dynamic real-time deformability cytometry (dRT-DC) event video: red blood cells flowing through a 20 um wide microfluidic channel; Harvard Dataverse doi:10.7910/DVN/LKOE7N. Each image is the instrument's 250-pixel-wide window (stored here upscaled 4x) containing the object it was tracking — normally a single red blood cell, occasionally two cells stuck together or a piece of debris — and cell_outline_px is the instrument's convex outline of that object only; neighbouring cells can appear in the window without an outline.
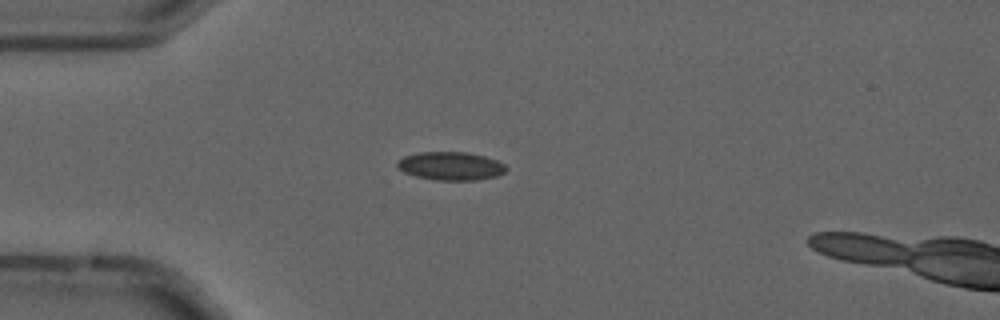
{"species": "common noctule bat (a hibernating species)", "species_latin": "Nyctalus noctula", "temperature_condition": "cold", "stored_images_in_passage": 5, "camera_frame_rate_fps": 3000, "um_per_image_px": 0.085, "animal": {"sex": "male", "forearm_length_mm": 52.5}, "frame": {"image": 1, "passage_image": 4, "time_ms": 1.0, "image_size_px": [1000, 320], "cell_outline_px": [[508, 168], [504, 172], [496, 176], [476, 180], [436, 180], [416, 176], [404, 172], [396, 168], [396, 160], [404, 156], [416, 152], [468, 152], [484, 156], [496, 160], [504, 164]], "centroid_in_image_um": [38.27, 14.1], "position_along_channel_um": 46.7, "area_um2": 18.09}}
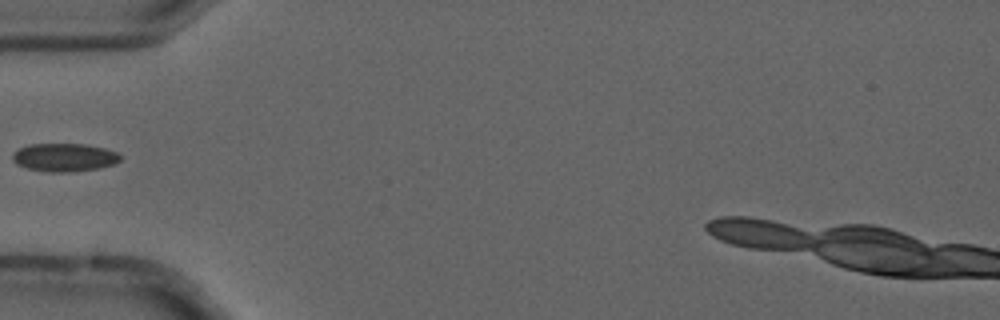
{"frame": {"image": 2, "passage_image": 5, "time_ms": 1.333, "image_size_px": [1000, 320], "cell_outline_px": [[120, 160], [112, 164], [100, 168], [72, 172], [48, 172], [28, 168], [16, 164], [12, 160], [12, 152], [28, 144], [88, 144], [104, 148], [116, 152], [120, 156]], "centroid_in_image_um": [5.44, 13.38], "position_along_channel_um": 79.6, "area_um2": 17.74}}